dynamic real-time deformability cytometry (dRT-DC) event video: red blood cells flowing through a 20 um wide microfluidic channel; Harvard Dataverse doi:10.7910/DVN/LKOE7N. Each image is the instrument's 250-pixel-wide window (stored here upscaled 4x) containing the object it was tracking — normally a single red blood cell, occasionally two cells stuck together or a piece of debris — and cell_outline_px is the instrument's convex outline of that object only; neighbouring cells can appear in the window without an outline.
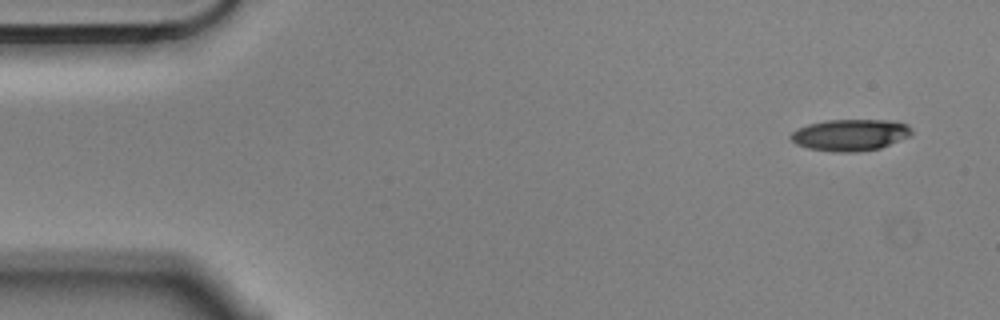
{"species": "Egyptian fruit bat (a non-hibernating species)", "species_latin": "Rousettus aegyptiacus", "temperature_condition": "cold", "stored_images_in_passage": 4, "camera_frame_rate_fps": 3000, "um_per_image_px": 0.085, "animal": {"sex": "male"}, "frame": {"image": 1, "passage_image": 1, "time_ms": 0.0, "image_size_px": [1000, 320], "cell_outline_px": [[912, 136], [880, 148], [856, 152], [832, 152], [808, 148], [796, 144], [788, 136], [792, 132], [808, 124], [828, 120], [896, 120], [908, 124], [912, 128]], "centroid_in_image_um": [72.32, 11.47], "position_along_channel_um": 12.7, "area_um2": 22.48}}
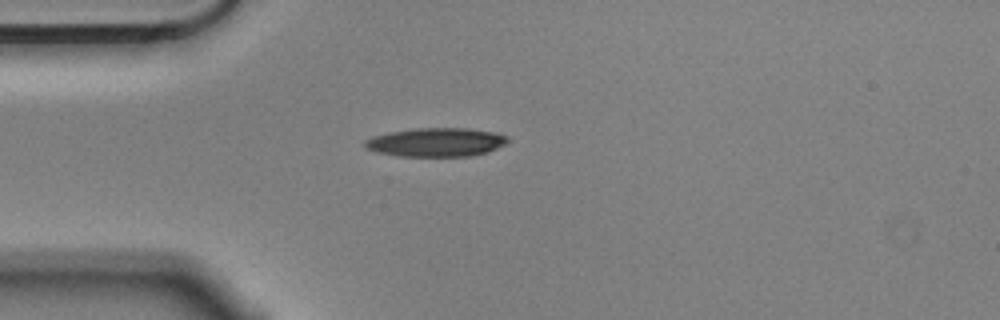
{"frame": {"image": 2, "passage_image": 4, "time_ms": 1.0, "image_size_px": [1000, 320], "cell_outline_px": [[508, 140], [504, 144], [488, 152], [472, 156], [400, 156], [376, 152], [364, 148], [364, 140], [372, 136], [392, 132], [416, 128], [468, 128], [496, 132], [508, 136]], "centroid_in_image_um": [37.06, 12.09], "position_along_channel_um": 47.9, "area_um2": 23.99}}